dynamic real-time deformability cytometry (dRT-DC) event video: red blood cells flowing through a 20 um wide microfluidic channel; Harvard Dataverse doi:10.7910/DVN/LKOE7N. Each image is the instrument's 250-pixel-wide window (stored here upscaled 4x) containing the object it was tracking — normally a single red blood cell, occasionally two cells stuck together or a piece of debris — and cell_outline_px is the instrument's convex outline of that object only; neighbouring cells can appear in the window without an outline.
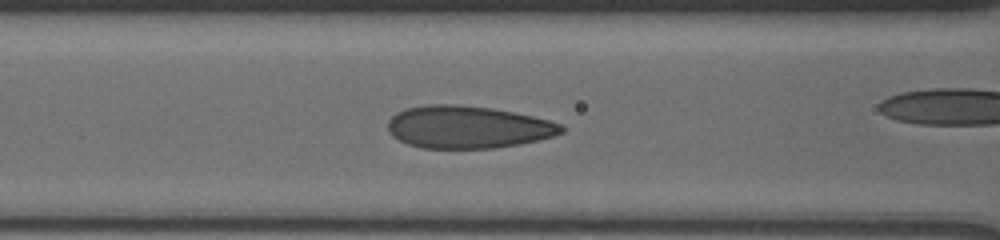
{"species": "human", "species_latin": "Homo sapiens", "temperature_condition": "cold", "stored_images_in_passage": 15, "camera_frame_rate_fps": 3000, "um_per_image_px": 0.085, "donor": {"sex": "male"}, "frame": {"image": 1, "passage_image": 11, "time_ms": 5.667, "image_size_px": [1000, 240], "cell_outline_px": [[564, 132], [552, 136], [520, 144], [496, 148], [420, 148], [408, 144], [392, 136], [388, 132], [388, 120], [396, 112], [408, 108], [424, 104], [452, 104], [492, 108], [532, 116], [548, 120], [560, 124], [564, 128]], "centroid_in_image_um": [39.72, 10.8], "position_along_channel_um": 126.9, "area_um2": 42.89}}
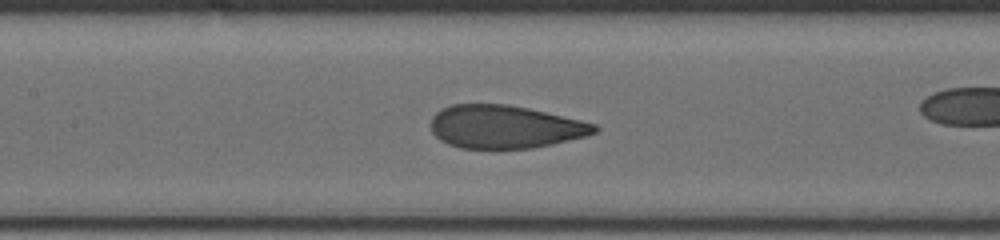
{"frame": {"image": 2, "passage_image": 13, "time_ms": 6.667, "image_size_px": [1000, 240], "cell_outline_px": [[600, 128], [596, 132], [584, 136], [552, 144], [532, 148], [460, 148], [448, 144], [440, 140], [432, 132], [428, 124], [432, 116], [440, 108], [452, 104], [508, 104], [528, 108], [580, 120], [596, 124]], "centroid_in_image_um": [42.85, 10.77], "position_along_channel_um": 164.5, "area_um2": 41.15}}